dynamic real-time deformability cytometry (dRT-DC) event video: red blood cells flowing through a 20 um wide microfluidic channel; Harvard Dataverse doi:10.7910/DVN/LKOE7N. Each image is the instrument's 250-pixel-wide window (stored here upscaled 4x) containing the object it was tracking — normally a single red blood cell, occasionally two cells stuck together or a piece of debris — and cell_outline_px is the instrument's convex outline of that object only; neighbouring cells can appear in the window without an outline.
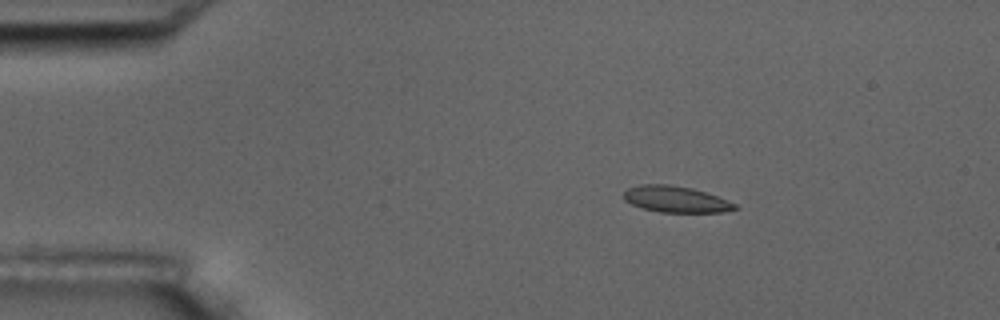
{"species": "common noctule bat (a hibernating species)", "species_latin": "Nyctalus noctula", "temperature_condition": "room temperature", "stored_images_in_passage": 5, "camera_frame_rate_fps": 3000, "um_per_image_px": 0.085, "animal": {"sex": "male", "body_mass_g": 17.5, "forearm_length_mm": 52.3}, "frame": {"image": 1, "passage_image": 2, "time_ms": 1.0, "image_size_px": [1000, 320], "cell_outline_px": [[740, 208], [720, 212], [660, 212], [644, 208], [632, 204], [624, 200], [624, 192], [628, 188], [640, 184], [668, 184], [692, 188], [728, 200], [736, 204]], "centroid_in_image_um": [57.44, 16.93], "position_along_channel_um": 27.6, "area_um2": 16.88}}